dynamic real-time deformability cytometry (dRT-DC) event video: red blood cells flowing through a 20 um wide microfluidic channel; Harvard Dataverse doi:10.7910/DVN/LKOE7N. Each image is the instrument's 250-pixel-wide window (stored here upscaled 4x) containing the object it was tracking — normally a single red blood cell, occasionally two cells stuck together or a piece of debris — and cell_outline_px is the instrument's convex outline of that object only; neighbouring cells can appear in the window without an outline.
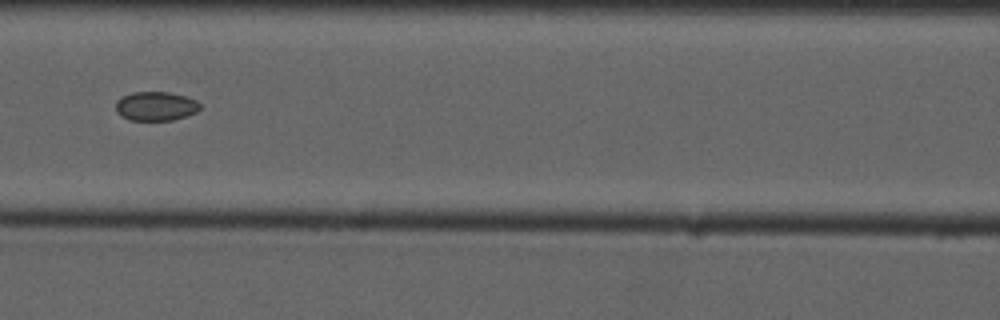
{"species": "common noctule bat (a hibernating species)", "species_latin": "Nyctalus noctula", "temperature_condition": "cold", "stored_images_in_passage": 9, "camera_frame_rate_fps": 3000, "um_per_image_px": 0.085, "animal": {"sex": "male", "forearm_length_mm": 52.5}, "frame": {"image": 1, "passage_image": 6, "time_ms": 6.667, "image_size_px": [1000, 320], "cell_outline_px": [[200, 108], [196, 112], [172, 120], [128, 120], [120, 116], [116, 112], [116, 100], [132, 92], [168, 92], [188, 96], [196, 100], [200, 104]], "centroid_in_image_um": [13.22, 9.02], "position_along_channel_um": 153.4, "area_um2": 14.33}}
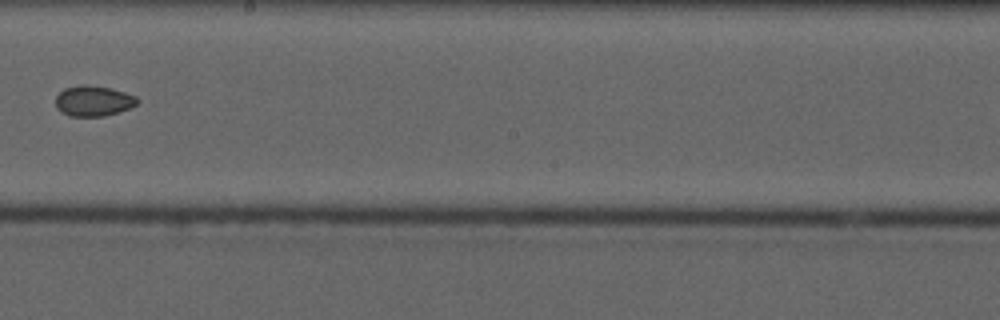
{"frame": {"image": 2, "passage_image": 8, "time_ms": 9.0, "image_size_px": [1000, 320], "cell_outline_px": [[140, 104], [132, 108], [104, 116], [68, 116], [60, 112], [56, 108], [56, 96], [64, 88], [112, 88], [136, 96], [140, 100]], "centroid_in_image_um": [8.0, 8.64], "position_along_channel_um": 240.2, "area_um2": 14.1}}
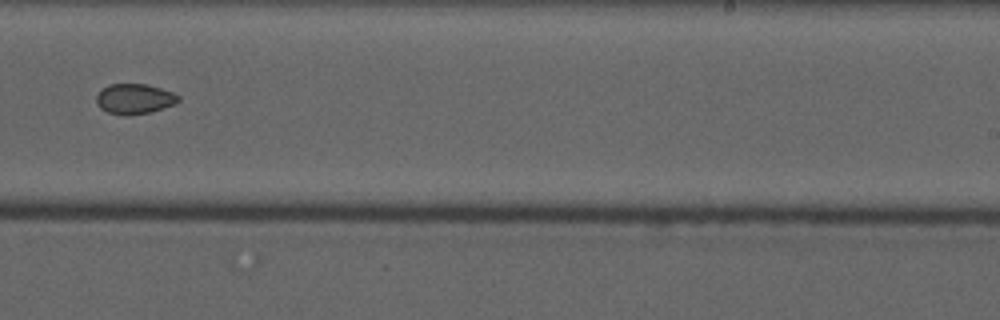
{"frame": {"image": 3, "passage_image": 9, "time_ms": 10.0, "image_size_px": [1000, 320], "cell_outline_px": [[180, 100], [176, 104], [148, 112], [108, 112], [100, 108], [96, 100], [96, 96], [100, 88], [108, 84], [148, 84], [172, 92], [180, 96]], "centroid_in_image_um": [11.44, 8.34], "position_along_channel_um": 277.6, "area_um2": 13.93}}